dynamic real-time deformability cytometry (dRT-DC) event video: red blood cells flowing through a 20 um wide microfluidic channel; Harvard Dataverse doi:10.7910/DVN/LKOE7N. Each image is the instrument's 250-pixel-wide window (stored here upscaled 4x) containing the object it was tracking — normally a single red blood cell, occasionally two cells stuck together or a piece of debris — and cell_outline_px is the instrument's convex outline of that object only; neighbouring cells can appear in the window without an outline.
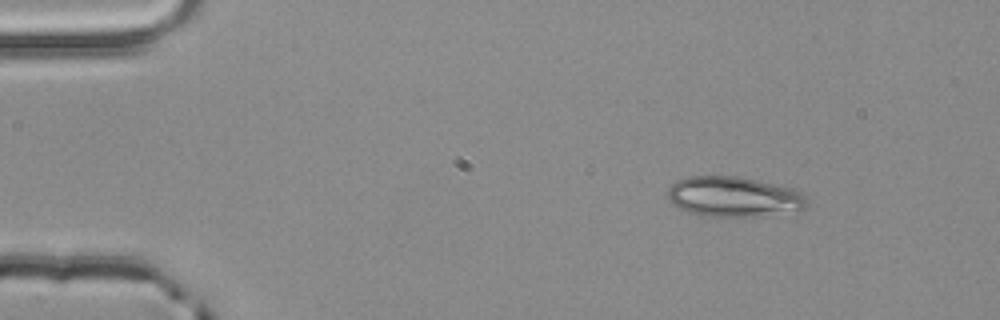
{"species": "common noctule bat (a hibernating species)", "species_latin": "Nyctalus noctula", "temperature_condition": "room temperature", "stored_images_in_passage": 3, "camera_frame_rate_fps": 3000, "um_per_image_px": 0.085, "animal": {"sex": "male", "body_mass_g": 20.4}, "frame": {"image": 1, "passage_image": 1, "time_ms": 0.0, "image_size_px": [1000, 320], "cell_outline_px": [[808, 204], [804, 208], [756, 216], [700, 216], [688, 212], [672, 204], [668, 200], [668, 188], [676, 180], [688, 176], [740, 176], [796, 188], [804, 196]], "centroid_in_image_um": [62.32, 16.7], "position_along_channel_um": 22.7, "area_um2": 32.6}}